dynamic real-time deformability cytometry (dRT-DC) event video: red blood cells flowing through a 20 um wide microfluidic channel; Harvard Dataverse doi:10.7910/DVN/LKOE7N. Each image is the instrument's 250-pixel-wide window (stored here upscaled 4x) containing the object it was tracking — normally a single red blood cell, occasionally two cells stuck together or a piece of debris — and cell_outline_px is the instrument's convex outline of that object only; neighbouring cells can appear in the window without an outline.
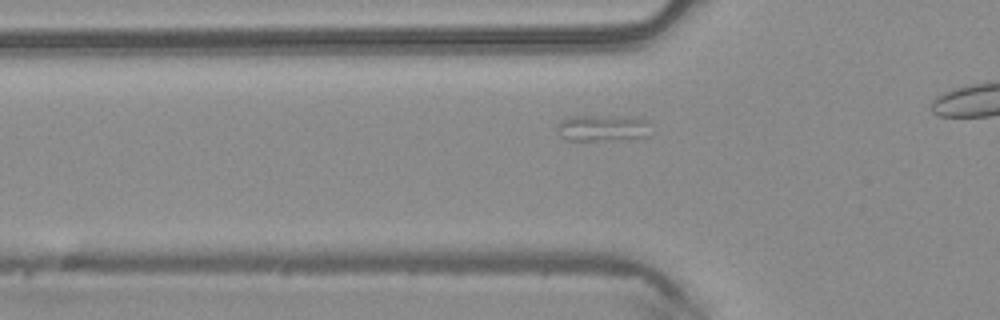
{"species": "common noctule bat (a hibernating species)", "species_latin": "Nyctalus noctula", "temperature_condition": "warm", "stored_images_in_passage": 28, "segment_of_instrument_passage": [1, 2], "camera_frame_rate_fps": 3000, "um_per_image_px": 0.085, "animal": {"sex": "male", "body_mass_g": 20.4}, "frame": {"image": 1, "passage_image": 5, "time_ms": 1.333, "image_size_px": [1000, 320], "cell_outline_px": [[648, 136], [628, 140], [564, 140], [560, 136], [556, 128], [556, 124], [568, 116], [596, 116], [648, 120]], "centroid_in_image_um": [51.14, 10.91], "position_along_channel_um": 74.7, "area_um2": 14.28}}
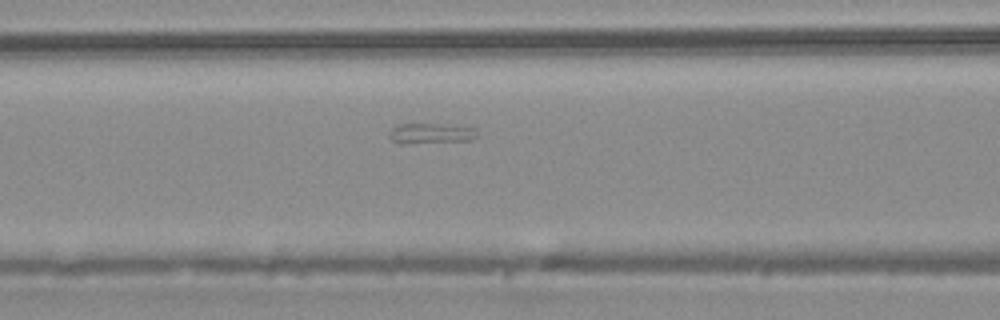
{"frame": {"image": 2, "passage_image": 9, "time_ms": 2.667, "image_size_px": [1000, 320], "cell_outline_px": [[480, 136], [472, 140], [408, 144], [400, 144], [392, 140], [388, 136], [388, 132], [392, 128], [400, 124], [440, 124], [476, 128]], "centroid_in_image_um": [36.64, 11.35], "position_along_channel_um": 130.0, "area_um2": 10.69}}
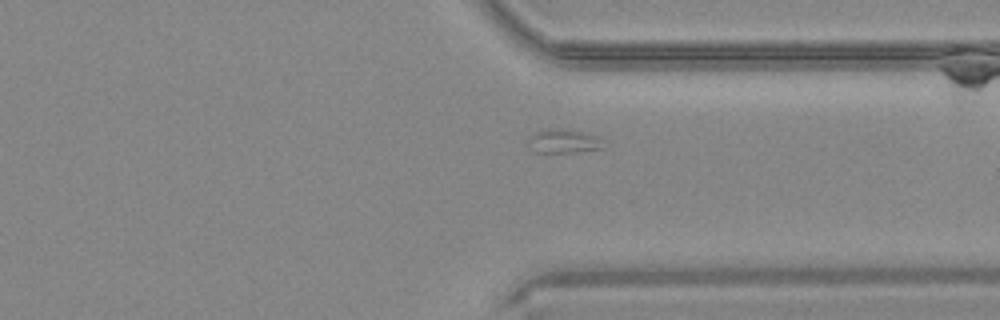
{"frame": {"image": 3, "passage_image": 26, "time_ms": 8.333, "image_size_px": [1000, 320], "cell_outline_px": [[604, 148], [576, 152], [532, 152], [524, 144], [524, 140], [528, 136], [544, 128], [560, 128], [600, 136]], "centroid_in_image_um": [47.78, 12.0], "position_along_channel_um": 363.6, "area_um2": 10.92}}